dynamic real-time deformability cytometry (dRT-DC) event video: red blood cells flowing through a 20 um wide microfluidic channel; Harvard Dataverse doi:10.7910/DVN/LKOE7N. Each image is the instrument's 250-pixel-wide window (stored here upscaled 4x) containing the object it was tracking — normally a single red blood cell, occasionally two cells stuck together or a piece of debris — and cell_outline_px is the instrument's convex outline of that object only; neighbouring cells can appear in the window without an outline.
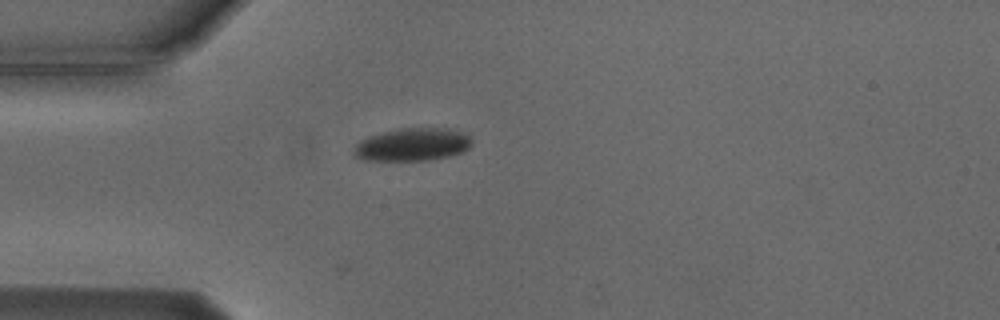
{"species": "Egyptian fruit bat (a non-hibernating species)", "species_latin": "Rousettus aegyptiacus", "temperature_condition": "cold", "stored_images_in_passage": 2, "camera_frame_rate_fps": 3000, "um_per_image_px": 0.085, "animal": {"sex": "male"}, "frame": {"image": 1, "passage_image": 2, "time_ms": 1.333, "image_size_px": [1000, 320], "cell_outline_px": [[472, 144], [464, 152], [448, 156], [428, 160], [364, 160], [352, 156], [352, 152], [356, 144], [360, 140], [368, 136], [400, 128], [448, 128], [460, 132], [468, 136], [472, 140]], "centroid_in_image_um": [35.03, 12.29], "position_along_channel_um": 50.0, "area_um2": 22.6}}